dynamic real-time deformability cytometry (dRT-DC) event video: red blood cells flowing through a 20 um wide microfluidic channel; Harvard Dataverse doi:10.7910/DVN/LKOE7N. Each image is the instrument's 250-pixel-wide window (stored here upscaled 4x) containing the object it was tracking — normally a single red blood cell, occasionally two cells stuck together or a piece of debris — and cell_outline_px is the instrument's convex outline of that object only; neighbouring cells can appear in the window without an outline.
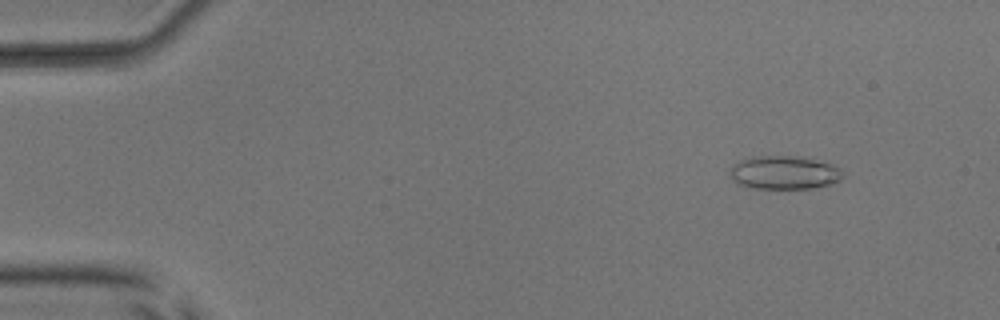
{"species": "common noctule bat (a hibernating species)", "species_latin": "Nyctalus noctula", "temperature_condition": "room temperature", "stored_images_in_passage": 52, "camera_frame_rate_fps": 3000, "um_per_image_px": 0.085, "animal": {"sex": "male", "body_mass_g": 17.9, "forearm_length_mm": 54.2}, "frame": {"image": 1, "passage_image": 6, "time_ms": 1.667, "image_size_px": [1000, 320], "cell_outline_px": [[844, 172], [840, 180], [828, 184], [812, 188], [756, 188], [736, 184], [732, 180], [728, 172], [740, 160], [752, 156], [808, 156], [840, 168]], "centroid_in_image_um": [66.65, 14.65], "position_along_channel_um": 18.4, "area_um2": 22.08}}
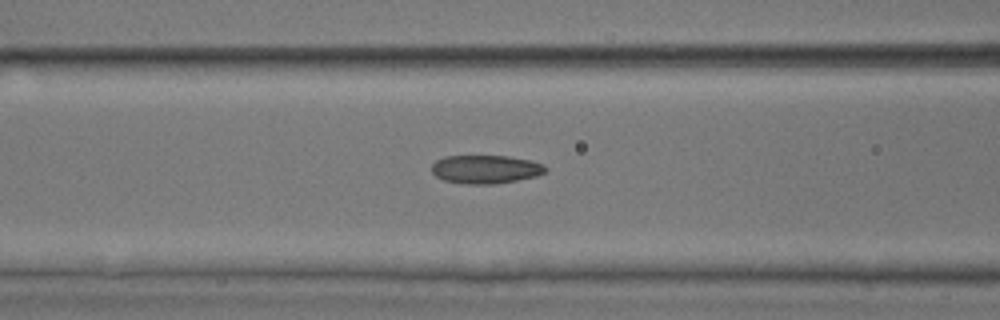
{"frame": {"image": 2, "passage_image": 22, "time_ms": 7.0, "image_size_px": [1000, 320], "cell_outline_px": [[548, 168], [544, 172], [536, 176], [496, 184], [464, 184], [444, 180], [436, 176], [432, 172], [432, 164], [436, 160], [444, 156], [508, 156], [532, 160], [544, 164]], "centroid_in_image_um": [41.28, 14.38], "position_along_channel_um": 125.3, "area_um2": 18.96}}
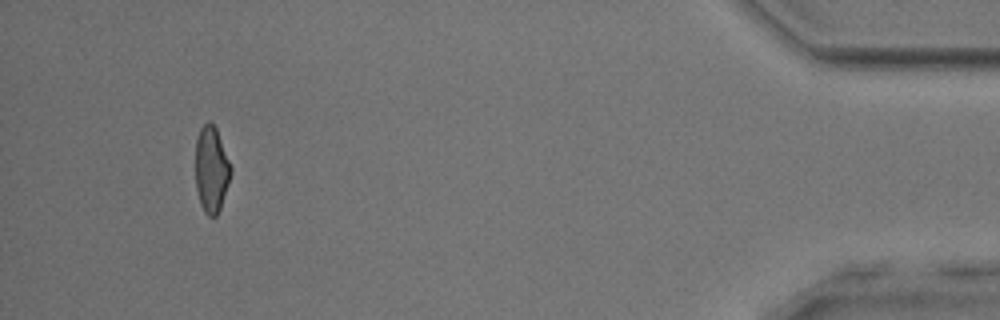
{"frame": {"image": 3, "passage_image": 49, "time_ms": 16.0, "image_size_px": [1000, 320], "cell_outline_px": [[232, 172], [220, 208], [216, 216], [208, 216], [204, 212], [200, 204], [196, 188], [196, 140], [200, 128], [208, 120], [216, 128], [232, 168]], "centroid_in_image_um": [17.96, 14.4], "position_along_channel_um": 417.2, "area_um2": 17.63}, "authors_computed_cell_mechanics": {"area_um2": 19.1896, "velocity_mm_per_s": 4.0138, "shape_relaxation_time_tau1_ms": 3.2676, "shape_relaxation_time_tau2_ms": 1.4588, "deformation_change_tau1": 0.1289, "deformation_change_tau2": 0.0841}}